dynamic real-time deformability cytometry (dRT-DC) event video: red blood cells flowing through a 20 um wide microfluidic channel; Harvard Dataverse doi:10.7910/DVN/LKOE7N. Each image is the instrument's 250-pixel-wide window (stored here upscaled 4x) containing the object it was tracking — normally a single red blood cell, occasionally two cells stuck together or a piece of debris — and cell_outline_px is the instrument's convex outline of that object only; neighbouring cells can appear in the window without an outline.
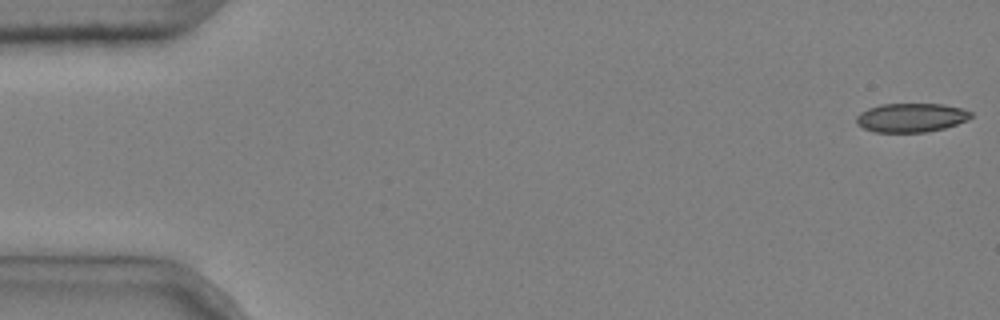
{"species": "common noctule bat (a hibernating species)", "species_latin": "Nyctalus noctula", "temperature_condition": "cold", "stored_images_in_passage": 49, "camera_frame_rate_fps": 3000, "um_per_image_px": 0.085, "animal": {"sex": "male", "body_mass_g": 20.4}, "frame": {"image": 1, "passage_image": 1, "time_ms": 0.0, "image_size_px": [1000, 320], "cell_outline_px": [[972, 116], [968, 120], [944, 128], [928, 132], [876, 132], [864, 128], [856, 124], [856, 116], [860, 112], [868, 108], [880, 104], [944, 104], [960, 108], [972, 112]], "centroid_in_image_um": [77.43, 9.99], "position_along_channel_um": 7.6, "area_um2": 19.36}}
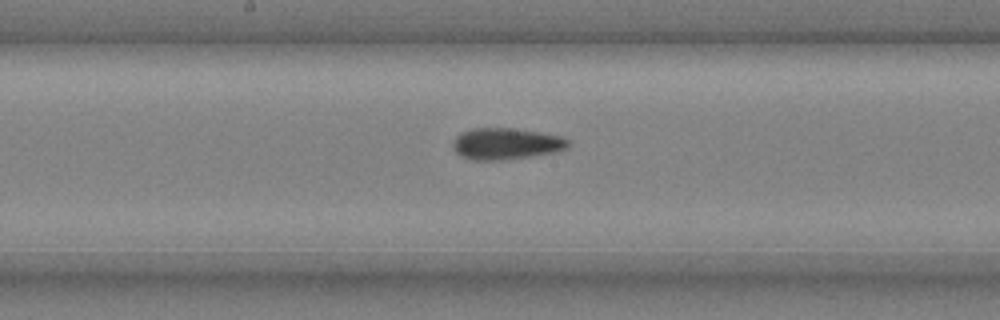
{"frame": {"image": 2, "passage_image": 28, "time_ms": 9.0, "image_size_px": [1000, 320], "cell_outline_px": [[572, 144], [568, 148], [556, 152], [532, 156], [504, 160], [472, 160], [460, 156], [452, 148], [452, 140], [456, 136], [472, 128], [512, 128], [540, 132], [564, 136]], "centroid_in_image_um": [43.04, 12.22], "position_along_channel_um": 205.2, "area_um2": 21.5}}
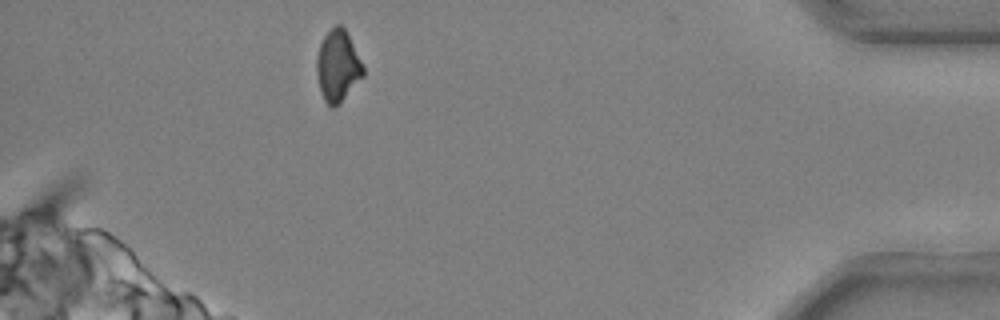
{"frame": {"image": 3, "passage_image": 48, "time_ms": 15.667, "image_size_px": [1000, 320], "cell_outline_px": [[364, 76], [340, 104], [332, 108], [324, 100], [320, 92], [316, 68], [316, 56], [320, 44], [324, 36], [336, 24], [340, 24], [344, 28], [364, 68]], "centroid_in_image_um": [28.69, 5.65], "position_along_channel_um": 406.5, "area_um2": 19.25}, "authors_computed_cell_mechanics": {"area_um2": 20.8658, "velocity_mm_per_s": 3.7002, "shape_relaxation_time_tau1_ms": null, "shape_relaxation_time_tau2_ms": 2.5416, "deformation_change_tau1": null, "deformation_change_tau2": 0.078}}